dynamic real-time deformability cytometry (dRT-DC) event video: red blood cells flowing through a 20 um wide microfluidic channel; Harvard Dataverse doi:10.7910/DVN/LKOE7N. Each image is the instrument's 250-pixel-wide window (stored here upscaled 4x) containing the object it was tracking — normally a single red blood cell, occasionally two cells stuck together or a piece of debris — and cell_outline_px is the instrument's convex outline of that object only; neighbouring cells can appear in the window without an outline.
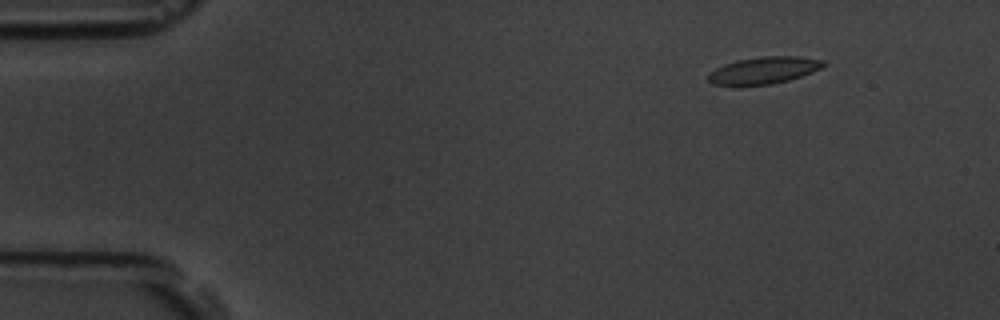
{"species": "common noctule bat (a hibernating species)", "species_latin": "Nyctalus noctula", "temperature_condition": "room temperature", "stored_images_in_passage": 4, "camera_frame_rate_fps": 3000, "um_per_image_px": 0.085, "animal": {"sex": "male", "body_mass_g": 19.5, "forearm_length_mm": 54.6}, "frame": {"image": 1, "passage_image": 1, "time_ms": 0.0, "image_size_px": [1000, 320], "cell_outline_px": [[824, 64], [820, 68], [812, 72], [788, 80], [772, 84], [736, 88], [712, 84], [708, 80], [708, 72], [724, 64], [740, 60], [764, 56], [800, 56], [824, 60]], "centroid_in_image_um": [64.84, 6.02], "position_along_channel_um": 20.2, "area_um2": 18.55}}
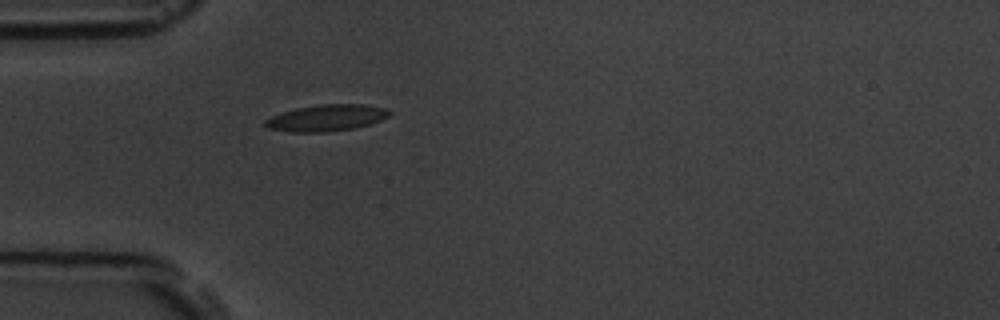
{"frame": {"image": 2, "passage_image": 4, "time_ms": 3.333, "image_size_px": [1000, 320], "cell_outline_px": [[392, 112], [388, 116], [380, 120], [356, 128], [328, 132], [292, 132], [268, 128], [264, 124], [264, 120], [272, 116], [296, 108], [320, 104], [364, 104], [384, 108]], "centroid_in_image_um": [27.75, 10.02], "position_along_channel_um": 57.2, "area_um2": 19.07}}